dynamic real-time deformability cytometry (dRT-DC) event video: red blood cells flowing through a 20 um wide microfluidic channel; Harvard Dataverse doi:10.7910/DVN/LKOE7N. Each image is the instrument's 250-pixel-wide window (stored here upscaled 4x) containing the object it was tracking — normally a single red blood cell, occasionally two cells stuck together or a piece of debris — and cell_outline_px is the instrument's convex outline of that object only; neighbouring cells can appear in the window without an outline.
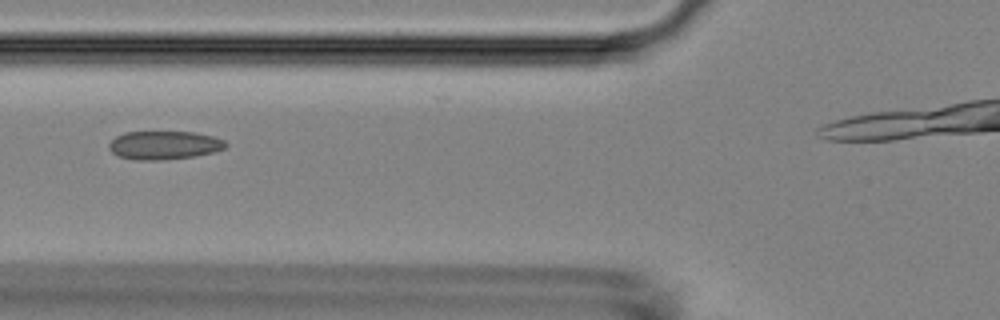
{"species": "Egyptian fruit bat (a non-hibernating species)", "species_latin": "Rousettus aegyptiacus", "temperature_condition": "room temperature", "stored_images_in_passage": 32, "camera_frame_rate_fps": 3000, "um_per_image_px": 0.085, "animal": {"sex": "female"}, "frame": {"image": 1, "passage_image": 8, "time_ms": 2.333, "image_size_px": [1000, 320], "cell_outline_px": [[228, 144], [224, 148], [212, 152], [192, 156], [160, 160], [136, 160], [120, 156], [112, 152], [108, 148], [108, 144], [116, 136], [124, 132], [196, 132], [212, 136], [224, 140]], "centroid_in_image_um": [13.93, 12.33], "position_along_channel_um": 111.9, "area_um2": 19.19}}
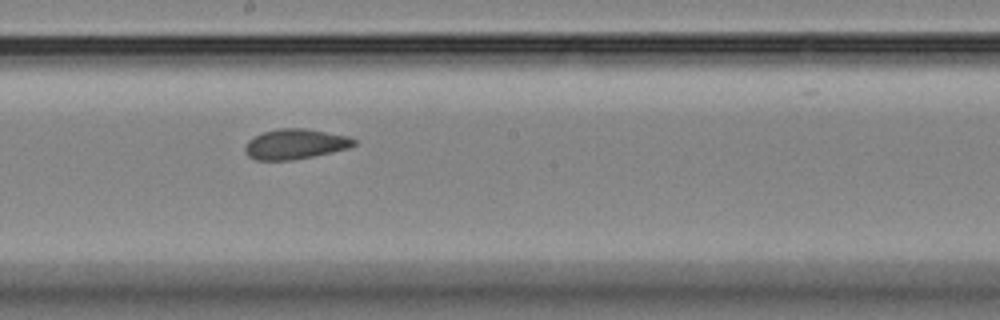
{"frame": {"image": 2, "passage_image": 17, "time_ms": 5.333, "image_size_px": [1000, 320], "cell_outline_px": [[356, 144], [348, 148], [332, 152], [292, 160], [256, 160], [248, 156], [244, 152], [244, 144], [252, 136], [264, 132], [280, 128], [304, 128], [348, 136], [356, 140]], "centroid_in_image_um": [25.05, 12.24], "position_along_channel_um": 223.2, "area_um2": 19.19}}
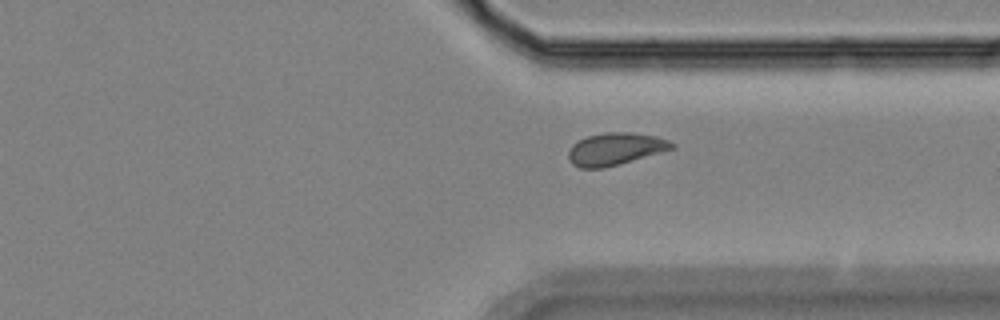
{"frame": {"image": 3, "passage_image": 28, "time_ms": 9.0, "image_size_px": [1000, 320], "cell_outline_px": [[676, 148], [620, 164], [604, 168], [580, 168], [572, 164], [568, 160], [568, 148], [572, 144], [588, 136], [604, 132], [628, 132], [656, 136], [668, 140], [676, 144]], "centroid_in_image_um": [52.3, 12.67], "position_along_channel_um": 359.1, "area_um2": 19.65}}